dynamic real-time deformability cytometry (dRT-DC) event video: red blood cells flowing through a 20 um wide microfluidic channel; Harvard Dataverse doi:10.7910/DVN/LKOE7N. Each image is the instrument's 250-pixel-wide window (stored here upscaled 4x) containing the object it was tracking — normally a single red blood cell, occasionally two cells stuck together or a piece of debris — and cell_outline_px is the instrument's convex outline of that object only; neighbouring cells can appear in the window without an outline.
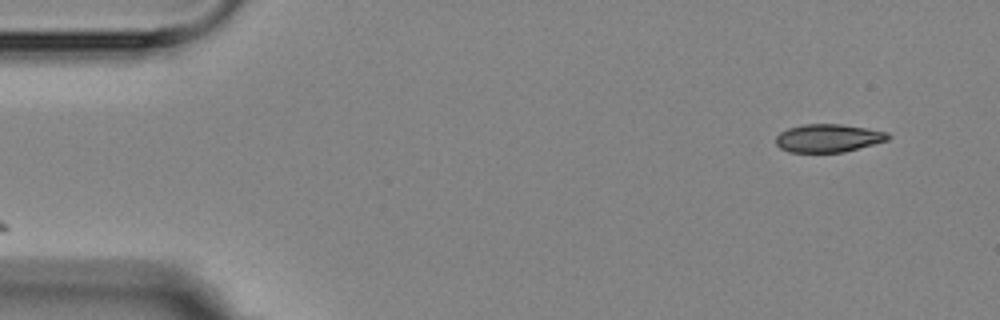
{"species": "Egyptian fruit bat (a non-hibernating species)", "species_latin": "Rousettus aegyptiacus", "temperature_condition": "room temperature", "stored_images_in_passage": 4, "camera_frame_rate_fps": 3000, "um_per_image_px": 0.085, "animal": {"sex": "female"}, "frame": {"image": 1, "passage_image": 1, "time_ms": 0.0, "image_size_px": [1000, 320], "cell_outline_px": [[892, 136], [888, 140], [844, 152], [788, 152], [780, 148], [776, 144], [776, 136], [780, 132], [788, 128], [804, 124], [840, 124], [888, 132]], "centroid_in_image_um": [70.39, 11.74], "position_along_channel_um": 14.6, "area_um2": 18.32}}
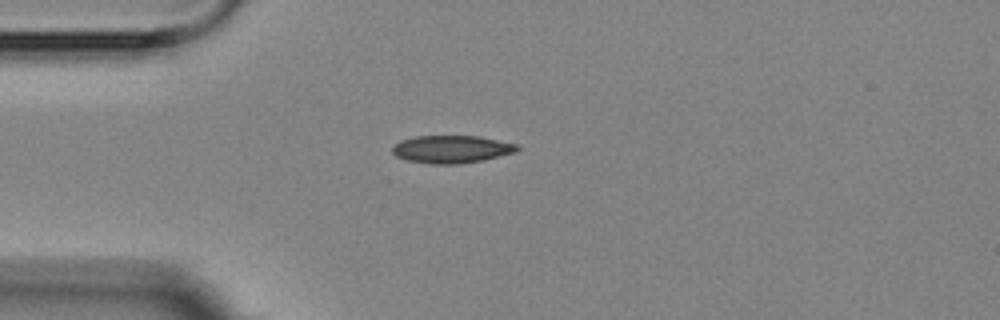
{"frame": {"image": 2, "passage_image": 4, "time_ms": 3.333, "image_size_px": [1000, 320], "cell_outline_px": [[520, 148], [516, 152], [484, 160], [456, 164], [428, 164], [404, 160], [396, 156], [392, 152], [392, 144], [400, 140], [416, 136], [480, 136], [520, 144]], "centroid_in_image_um": [38.38, 12.68], "position_along_channel_um": 46.6, "area_um2": 20.52}}